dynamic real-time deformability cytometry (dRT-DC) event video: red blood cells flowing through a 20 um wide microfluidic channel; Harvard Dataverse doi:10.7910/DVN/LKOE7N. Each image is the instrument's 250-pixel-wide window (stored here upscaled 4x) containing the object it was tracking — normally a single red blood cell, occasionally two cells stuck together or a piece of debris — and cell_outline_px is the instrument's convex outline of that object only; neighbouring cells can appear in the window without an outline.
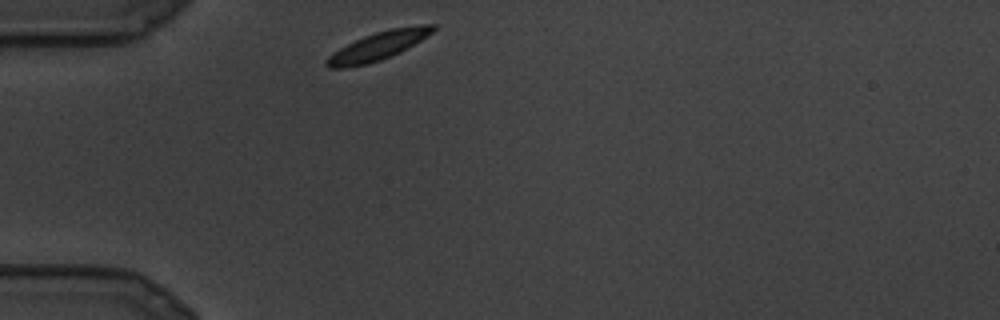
{"species": "common noctule bat (a hibernating species)", "species_latin": "Nyctalus noctula", "temperature_condition": "cold", "stored_images_in_passage": 4, "camera_frame_rate_fps": 3000, "um_per_image_px": 0.085, "animal": {"sex": "male", "body_mass_g": 19.5, "forearm_length_mm": 54.6}, "frame": {"image": 1, "passage_image": 1, "time_ms": 0.0, "image_size_px": [1000, 320], "cell_outline_px": [[436, 28], [432, 32], [420, 40], [400, 52], [380, 60], [368, 64], [344, 68], [328, 68], [324, 64], [324, 60], [332, 52], [364, 36], [376, 32], [392, 28], [416, 24], [436, 24]], "centroid_in_image_um": [32.12, 3.91], "position_along_channel_um": 52.9, "area_um2": 17.51}}
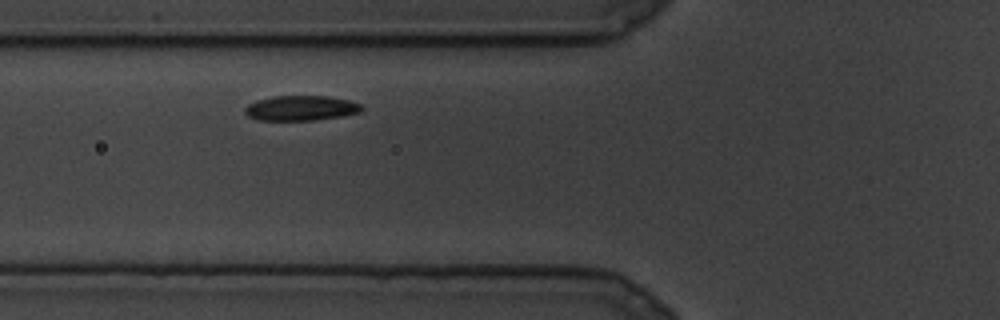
{"frame": {"image": 2, "passage_image": 4, "time_ms": 1.0, "image_size_px": [1000, 320], "cell_outline_px": [[364, 108], [360, 112], [340, 116], [316, 120], [256, 120], [248, 116], [244, 112], [244, 108], [248, 104], [256, 100], [276, 96], [328, 96], [348, 100], [360, 104]], "centroid_in_image_um": [25.55, 9.19], "position_along_channel_um": 100.3, "area_um2": 16.99}}